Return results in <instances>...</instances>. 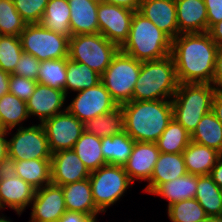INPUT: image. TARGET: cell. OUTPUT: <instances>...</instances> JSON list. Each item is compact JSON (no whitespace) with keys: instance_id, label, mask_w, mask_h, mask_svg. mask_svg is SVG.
<instances>
[{"instance_id":"obj_45","label":"cell","mask_w":222,"mask_h":222,"mask_svg":"<svg viewBox=\"0 0 222 222\" xmlns=\"http://www.w3.org/2000/svg\"><path fill=\"white\" fill-rule=\"evenodd\" d=\"M211 84L219 92H222V46H219L216 54L214 74Z\"/></svg>"},{"instance_id":"obj_13","label":"cell","mask_w":222,"mask_h":222,"mask_svg":"<svg viewBox=\"0 0 222 222\" xmlns=\"http://www.w3.org/2000/svg\"><path fill=\"white\" fill-rule=\"evenodd\" d=\"M134 12L117 5L99 3L97 9L99 33L120 48L128 39Z\"/></svg>"},{"instance_id":"obj_16","label":"cell","mask_w":222,"mask_h":222,"mask_svg":"<svg viewBox=\"0 0 222 222\" xmlns=\"http://www.w3.org/2000/svg\"><path fill=\"white\" fill-rule=\"evenodd\" d=\"M90 172L73 149L60 150L51 156V183L63 186L89 178Z\"/></svg>"},{"instance_id":"obj_24","label":"cell","mask_w":222,"mask_h":222,"mask_svg":"<svg viewBox=\"0 0 222 222\" xmlns=\"http://www.w3.org/2000/svg\"><path fill=\"white\" fill-rule=\"evenodd\" d=\"M187 172L193 175H210L220 153L196 142H190L182 152Z\"/></svg>"},{"instance_id":"obj_47","label":"cell","mask_w":222,"mask_h":222,"mask_svg":"<svg viewBox=\"0 0 222 222\" xmlns=\"http://www.w3.org/2000/svg\"><path fill=\"white\" fill-rule=\"evenodd\" d=\"M103 3L117 5L132 11H138L141 0H104Z\"/></svg>"},{"instance_id":"obj_14","label":"cell","mask_w":222,"mask_h":222,"mask_svg":"<svg viewBox=\"0 0 222 222\" xmlns=\"http://www.w3.org/2000/svg\"><path fill=\"white\" fill-rule=\"evenodd\" d=\"M30 206L28 222H58L67 211L62 187L52 183L36 190Z\"/></svg>"},{"instance_id":"obj_38","label":"cell","mask_w":222,"mask_h":222,"mask_svg":"<svg viewBox=\"0 0 222 222\" xmlns=\"http://www.w3.org/2000/svg\"><path fill=\"white\" fill-rule=\"evenodd\" d=\"M26 24L13 0H0V35L20 36Z\"/></svg>"},{"instance_id":"obj_5","label":"cell","mask_w":222,"mask_h":222,"mask_svg":"<svg viewBox=\"0 0 222 222\" xmlns=\"http://www.w3.org/2000/svg\"><path fill=\"white\" fill-rule=\"evenodd\" d=\"M216 92L208 83H179L171 99L173 118L192 134L202 117L212 111Z\"/></svg>"},{"instance_id":"obj_31","label":"cell","mask_w":222,"mask_h":222,"mask_svg":"<svg viewBox=\"0 0 222 222\" xmlns=\"http://www.w3.org/2000/svg\"><path fill=\"white\" fill-rule=\"evenodd\" d=\"M70 15L67 0H49L45 7L41 24L57 34L71 37Z\"/></svg>"},{"instance_id":"obj_10","label":"cell","mask_w":222,"mask_h":222,"mask_svg":"<svg viewBox=\"0 0 222 222\" xmlns=\"http://www.w3.org/2000/svg\"><path fill=\"white\" fill-rule=\"evenodd\" d=\"M15 129V134L7 131V135L12 136L11 139L8 138V156L16 161L51 159L52 153L42 124Z\"/></svg>"},{"instance_id":"obj_25","label":"cell","mask_w":222,"mask_h":222,"mask_svg":"<svg viewBox=\"0 0 222 222\" xmlns=\"http://www.w3.org/2000/svg\"><path fill=\"white\" fill-rule=\"evenodd\" d=\"M195 199L208 217H222V191L210 175H197Z\"/></svg>"},{"instance_id":"obj_23","label":"cell","mask_w":222,"mask_h":222,"mask_svg":"<svg viewBox=\"0 0 222 222\" xmlns=\"http://www.w3.org/2000/svg\"><path fill=\"white\" fill-rule=\"evenodd\" d=\"M70 8V28L73 35L99 33L97 9L94 0H67Z\"/></svg>"},{"instance_id":"obj_30","label":"cell","mask_w":222,"mask_h":222,"mask_svg":"<svg viewBox=\"0 0 222 222\" xmlns=\"http://www.w3.org/2000/svg\"><path fill=\"white\" fill-rule=\"evenodd\" d=\"M100 80L101 75L86 64L66 58L65 94L67 97L71 91L76 93L87 88H92L98 84Z\"/></svg>"},{"instance_id":"obj_32","label":"cell","mask_w":222,"mask_h":222,"mask_svg":"<svg viewBox=\"0 0 222 222\" xmlns=\"http://www.w3.org/2000/svg\"><path fill=\"white\" fill-rule=\"evenodd\" d=\"M72 149L90 173L107 164L101 150V138L94 134L84 131Z\"/></svg>"},{"instance_id":"obj_51","label":"cell","mask_w":222,"mask_h":222,"mask_svg":"<svg viewBox=\"0 0 222 222\" xmlns=\"http://www.w3.org/2000/svg\"><path fill=\"white\" fill-rule=\"evenodd\" d=\"M7 131L0 129V162L8 156Z\"/></svg>"},{"instance_id":"obj_7","label":"cell","mask_w":222,"mask_h":222,"mask_svg":"<svg viewBox=\"0 0 222 222\" xmlns=\"http://www.w3.org/2000/svg\"><path fill=\"white\" fill-rule=\"evenodd\" d=\"M119 49L100 33L73 35L69 38L68 58L102 75Z\"/></svg>"},{"instance_id":"obj_12","label":"cell","mask_w":222,"mask_h":222,"mask_svg":"<svg viewBox=\"0 0 222 222\" xmlns=\"http://www.w3.org/2000/svg\"><path fill=\"white\" fill-rule=\"evenodd\" d=\"M51 153L72 149L84 132V123L68 110L54 115L42 123Z\"/></svg>"},{"instance_id":"obj_36","label":"cell","mask_w":222,"mask_h":222,"mask_svg":"<svg viewBox=\"0 0 222 222\" xmlns=\"http://www.w3.org/2000/svg\"><path fill=\"white\" fill-rule=\"evenodd\" d=\"M37 82L65 91L66 58L41 61Z\"/></svg>"},{"instance_id":"obj_39","label":"cell","mask_w":222,"mask_h":222,"mask_svg":"<svg viewBox=\"0 0 222 222\" xmlns=\"http://www.w3.org/2000/svg\"><path fill=\"white\" fill-rule=\"evenodd\" d=\"M23 53L20 36L0 35V68L12 74Z\"/></svg>"},{"instance_id":"obj_40","label":"cell","mask_w":222,"mask_h":222,"mask_svg":"<svg viewBox=\"0 0 222 222\" xmlns=\"http://www.w3.org/2000/svg\"><path fill=\"white\" fill-rule=\"evenodd\" d=\"M14 6L27 24L41 23L49 0H13Z\"/></svg>"},{"instance_id":"obj_43","label":"cell","mask_w":222,"mask_h":222,"mask_svg":"<svg viewBox=\"0 0 222 222\" xmlns=\"http://www.w3.org/2000/svg\"><path fill=\"white\" fill-rule=\"evenodd\" d=\"M207 10L208 30L222 21V0H204Z\"/></svg>"},{"instance_id":"obj_22","label":"cell","mask_w":222,"mask_h":222,"mask_svg":"<svg viewBox=\"0 0 222 222\" xmlns=\"http://www.w3.org/2000/svg\"><path fill=\"white\" fill-rule=\"evenodd\" d=\"M67 211L81 212L95 220L102 213L94 204L89 178L61 186Z\"/></svg>"},{"instance_id":"obj_55","label":"cell","mask_w":222,"mask_h":222,"mask_svg":"<svg viewBox=\"0 0 222 222\" xmlns=\"http://www.w3.org/2000/svg\"><path fill=\"white\" fill-rule=\"evenodd\" d=\"M198 222H210V217H208V218L205 219V220L198 221Z\"/></svg>"},{"instance_id":"obj_48","label":"cell","mask_w":222,"mask_h":222,"mask_svg":"<svg viewBox=\"0 0 222 222\" xmlns=\"http://www.w3.org/2000/svg\"><path fill=\"white\" fill-rule=\"evenodd\" d=\"M212 112L222 123V92L217 91L212 101Z\"/></svg>"},{"instance_id":"obj_42","label":"cell","mask_w":222,"mask_h":222,"mask_svg":"<svg viewBox=\"0 0 222 222\" xmlns=\"http://www.w3.org/2000/svg\"><path fill=\"white\" fill-rule=\"evenodd\" d=\"M40 65L41 62L36 57L23 51L12 74L37 81Z\"/></svg>"},{"instance_id":"obj_50","label":"cell","mask_w":222,"mask_h":222,"mask_svg":"<svg viewBox=\"0 0 222 222\" xmlns=\"http://www.w3.org/2000/svg\"><path fill=\"white\" fill-rule=\"evenodd\" d=\"M208 33L211 39L218 45L222 46V21L215 23L209 30Z\"/></svg>"},{"instance_id":"obj_1","label":"cell","mask_w":222,"mask_h":222,"mask_svg":"<svg viewBox=\"0 0 222 222\" xmlns=\"http://www.w3.org/2000/svg\"><path fill=\"white\" fill-rule=\"evenodd\" d=\"M218 48L208 32L183 33L174 38L170 55L178 82L211 84Z\"/></svg>"},{"instance_id":"obj_52","label":"cell","mask_w":222,"mask_h":222,"mask_svg":"<svg viewBox=\"0 0 222 222\" xmlns=\"http://www.w3.org/2000/svg\"><path fill=\"white\" fill-rule=\"evenodd\" d=\"M9 77L10 74L0 68V98L9 93Z\"/></svg>"},{"instance_id":"obj_46","label":"cell","mask_w":222,"mask_h":222,"mask_svg":"<svg viewBox=\"0 0 222 222\" xmlns=\"http://www.w3.org/2000/svg\"><path fill=\"white\" fill-rule=\"evenodd\" d=\"M58 222H94V220L81 212L66 211Z\"/></svg>"},{"instance_id":"obj_15","label":"cell","mask_w":222,"mask_h":222,"mask_svg":"<svg viewBox=\"0 0 222 222\" xmlns=\"http://www.w3.org/2000/svg\"><path fill=\"white\" fill-rule=\"evenodd\" d=\"M66 98L64 90L37 83L34 93L26 101L29 117H38L39 123L42 124L45 120L67 110V106L64 105L67 102Z\"/></svg>"},{"instance_id":"obj_33","label":"cell","mask_w":222,"mask_h":222,"mask_svg":"<svg viewBox=\"0 0 222 222\" xmlns=\"http://www.w3.org/2000/svg\"><path fill=\"white\" fill-rule=\"evenodd\" d=\"M191 141L222 152V123L210 111L205 114L191 134Z\"/></svg>"},{"instance_id":"obj_49","label":"cell","mask_w":222,"mask_h":222,"mask_svg":"<svg viewBox=\"0 0 222 222\" xmlns=\"http://www.w3.org/2000/svg\"><path fill=\"white\" fill-rule=\"evenodd\" d=\"M210 176L213 181L222 188V156L217 159L215 166L211 170Z\"/></svg>"},{"instance_id":"obj_56","label":"cell","mask_w":222,"mask_h":222,"mask_svg":"<svg viewBox=\"0 0 222 222\" xmlns=\"http://www.w3.org/2000/svg\"><path fill=\"white\" fill-rule=\"evenodd\" d=\"M94 1H97V2L101 3V2H103L104 0H94Z\"/></svg>"},{"instance_id":"obj_9","label":"cell","mask_w":222,"mask_h":222,"mask_svg":"<svg viewBox=\"0 0 222 222\" xmlns=\"http://www.w3.org/2000/svg\"><path fill=\"white\" fill-rule=\"evenodd\" d=\"M69 38L48 30L41 23L26 24L20 34L23 51L40 62L68 58Z\"/></svg>"},{"instance_id":"obj_53","label":"cell","mask_w":222,"mask_h":222,"mask_svg":"<svg viewBox=\"0 0 222 222\" xmlns=\"http://www.w3.org/2000/svg\"><path fill=\"white\" fill-rule=\"evenodd\" d=\"M0 222H12V221L10 218L8 219L6 216H4V214H2L0 216Z\"/></svg>"},{"instance_id":"obj_8","label":"cell","mask_w":222,"mask_h":222,"mask_svg":"<svg viewBox=\"0 0 222 222\" xmlns=\"http://www.w3.org/2000/svg\"><path fill=\"white\" fill-rule=\"evenodd\" d=\"M89 180L94 204L103 214L125 195L129 186L134 185L123 166L112 164L91 172Z\"/></svg>"},{"instance_id":"obj_17","label":"cell","mask_w":222,"mask_h":222,"mask_svg":"<svg viewBox=\"0 0 222 222\" xmlns=\"http://www.w3.org/2000/svg\"><path fill=\"white\" fill-rule=\"evenodd\" d=\"M159 154L156 143L135 141L132 153L123 166L133 184L135 180L150 181Z\"/></svg>"},{"instance_id":"obj_41","label":"cell","mask_w":222,"mask_h":222,"mask_svg":"<svg viewBox=\"0 0 222 222\" xmlns=\"http://www.w3.org/2000/svg\"><path fill=\"white\" fill-rule=\"evenodd\" d=\"M37 81L21 77L16 74H10L9 93L14 94L19 99L27 101L34 93Z\"/></svg>"},{"instance_id":"obj_3","label":"cell","mask_w":222,"mask_h":222,"mask_svg":"<svg viewBox=\"0 0 222 222\" xmlns=\"http://www.w3.org/2000/svg\"><path fill=\"white\" fill-rule=\"evenodd\" d=\"M172 39L153 22L135 11L128 39L120 50L141 62L165 58L171 54Z\"/></svg>"},{"instance_id":"obj_27","label":"cell","mask_w":222,"mask_h":222,"mask_svg":"<svg viewBox=\"0 0 222 222\" xmlns=\"http://www.w3.org/2000/svg\"><path fill=\"white\" fill-rule=\"evenodd\" d=\"M29 117L26 102L11 93L0 98V129L11 132L15 127H24Z\"/></svg>"},{"instance_id":"obj_2","label":"cell","mask_w":222,"mask_h":222,"mask_svg":"<svg viewBox=\"0 0 222 222\" xmlns=\"http://www.w3.org/2000/svg\"><path fill=\"white\" fill-rule=\"evenodd\" d=\"M124 131L134 140L156 143L173 118L172 101H129L121 105Z\"/></svg>"},{"instance_id":"obj_19","label":"cell","mask_w":222,"mask_h":222,"mask_svg":"<svg viewBox=\"0 0 222 222\" xmlns=\"http://www.w3.org/2000/svg\"><path fill=\"white\" fill-rule=\"evenodd\" d=\"M35 192L36 189L19 176L0 180V211L7 206L20 216L30 206Z\"/></svg>"},{"instance_id":"obj_21","label":"cell","mask_w":222,"mask_h":222,"mask_svg":"<svg viewBox=\"0 0 222 222\" xmlns=\"http://www.w3.org/2000/svg\"><path fill=\"white\" fill-rule=\"evenodd\" d=\"M187 173L182 153L160 152L151 179L143 191L152 194L161 184L177 179Z\"/></svg>"},{"instance_id":"obj_34","label":"cell","mask_w":222,"mask_h":222,"mask_svg":"<svg viewBox=\"0 0 222 222\" xmlns=\"http://www.w3.org/2000/svg\"><path fill=\"white\" fill-rule=\"evenodd\" d=\"M84 131L97 137H107L124 131V112L121 105L84 123Z\"/></svg>"},{"instance_id":"obj_6","label":"cell","mask_w":222,"mask_h":222,"mask_svg":"<svg viewBox=\"0 0 222 222\" xmlns=\"http://www.w3.org/2000/svg\"><path fill=\"white\" fill-rule=\"evenodd\" d=\"M141 63L119 49L101 75L100 81L118 105L132 101Z\"/></svg>"},{"instance_id":"obj_37","label":"cell","mask_w":222,"mask_h":222,"mask_svg":"<svg viewBox=\"0 0 222 222\" xmlns=\"http://www.w3.org/2000/svg\"><path fill=\"white\" fill-rule=\"evenodd\" d=\"M167 214L171 222H198L208 218L203 207L194 199H186L170 205Z\"/></svg>"},{"instance_id":"obj_28","label":"cell","mask_w":222,"mask_h":222,"mask_svg":"<svg viewBox=\"0 0 222 222\" xmlns=\"http://www.w3.org/2000/svg\"><path fill=\"white\" fill-rule=\"evenodd\" d=\"M135 141L125 132L101 138V150L107 164L124 166Z\"/></svg>"},{"instance_id":"obj_20","label":"cell","mask_w":222,"mask_h":222,"mask_svg":"<svg viewBox=\"0 0 222 222\" xmlns=\"http://www.w3.org/2000/svg\"><path fill=\"white\" fill-rule=\"evenodd\" d=\"M179 34L208 32L204 0H175Z\"/></svg>"},{"instance_id":"obj_29","label":"cell","mask_w":222,"mask_h":222,"mask_svg":"<svg viewBox=\"0 0 222 222\" xmlns=\"http://www.w3.org/2000/svg\"><path fill=\"white\" fill-rule=\"evenodd\" d=\"M16 174L36 190L51 184V159L16 161Z\"/></svg>"},{"instance_id":"obj_35","label":"cell","mask_w":222,"mask_h":222,"mask_svg":"<svg viewBox=\"0 0 222 222\" xmlns=\"http://www.w3.org/2000/svg\"><path fill=\"white\" fill-rule=\"evenodd\" d=\"M191 142V134L174 118L156 142L162 153H182Z\"/></svg>"},{"instance_id":"obj_11","label":"cell","mask_w":222,"mask_h":222,"mask_svg":"<svg viewBox=\"0 0 222 222\" xmlns=\"http://www.w3.org/2000/svg\"><path fill=\"white\" fill-rule=\"evenodd\" d=\"M76 93L67 110L83 123L119 106L101 81Z\"/></svg>"},{"instance_id":"obj_44","label":"cell","mask_w":222,"mask_h":222,"mask_svg":"<svg viewBox=\"0 0 222 222\" xmlns=\"http://www.w3.org/2000/svg\"><path fill=\"white\" fill-rule=\"evenodd\" d=\"M16 160L7 156L0 162V180L14 178L16 174Z\"/></svg>"},{"instance_id":"obj_54","label":"cell","mask_w":222,"mask_h":222,"mask_svg":"<svg viewBox=\"0 0 222 222\" xmlns=\"http://www.w3.org/2000/svg\"><path fill=\"white\" fill-rule=\"evenodd\" d=\"M210 222H222V217L210 218Z\"/></svg>"},{"instance_id":"obj_26","label":"cell","mask_w":222,"mask_h":222,"mask_svg":"<svg viewBox=\"0 0 222 222\" xmlns=\"http://www.w3.org/2000/svg\"><path fill=\"white\" fill-rule=\"evenodd\" d=\"M197 189V175L190 173L172 181L161 184L152 195L160 196L168 201L167 208L179 201L194 199Z\"/></svg>"},{"instance_id":"obj_4","label":"cell","mask_w":222,"mask_h":222,"mask_svg":"<svg viewBox=\"0 0 222 222\" xmlns=\"http://www.w3.org/2000/svg\"><path fill=\"white\" fill-rule=\"evenodd\" d=\"M179 82L171 55L141 63L140 73L132 100H166L172 99L177 91Z\"/></svg>"},{"instance_id":"obj_18","label":"cell","mask_w":222,"mask_h":222,"mask_svg":"<svg viewBox=\"0 0 222 222\" xmlns=\"http://www.w3.org/2000/svg\"><path fill=\"white\" fill-rule=\"evenodd\" d=\"M138 12L172 40L179 35L175 0H141Z\"/></svg>"}]
</instances>
